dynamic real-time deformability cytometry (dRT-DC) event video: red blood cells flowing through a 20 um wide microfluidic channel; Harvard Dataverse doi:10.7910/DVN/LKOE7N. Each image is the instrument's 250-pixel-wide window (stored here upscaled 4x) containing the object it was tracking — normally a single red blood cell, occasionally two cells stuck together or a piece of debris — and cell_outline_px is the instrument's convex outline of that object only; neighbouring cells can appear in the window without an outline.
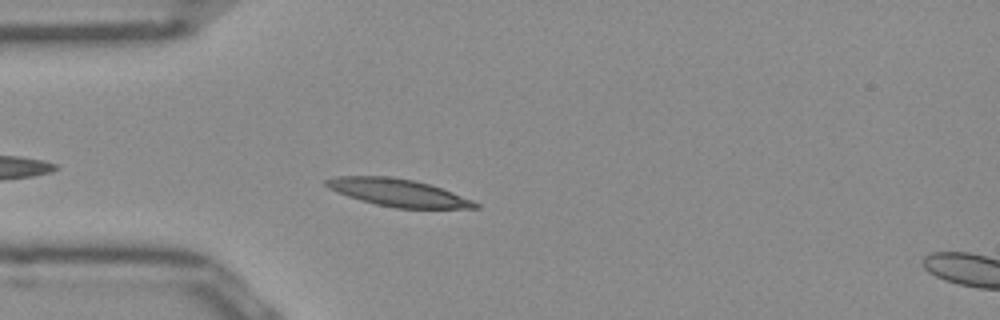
{"species": "Egyptian fruit bat (a non-hibernating species)", "species_latin": "Rousettus aegyptiacus", "temperature_condition": "room temperature", "stored_images_in_passage": 41, "camera_frame_rate_fps": 3000, "um_per_image_px": 0.085, "frame": {"image": 1, "passage_image": 4, "time_ms": 1.0, "image_size_px": [1000, 320], "cell_outline_px": [[480, 208], [396, 208], [376, 204], [360, 200], [336, 192], [328, 188], [324, 184], [324, 180], [336, 176], [392, 176], [432, 184], [472, 200], [480, 204]], "centroid_in_image_um": [33.82, 16.36], "position_along_channel_um": 51.2, "area_um2": 23.87}}
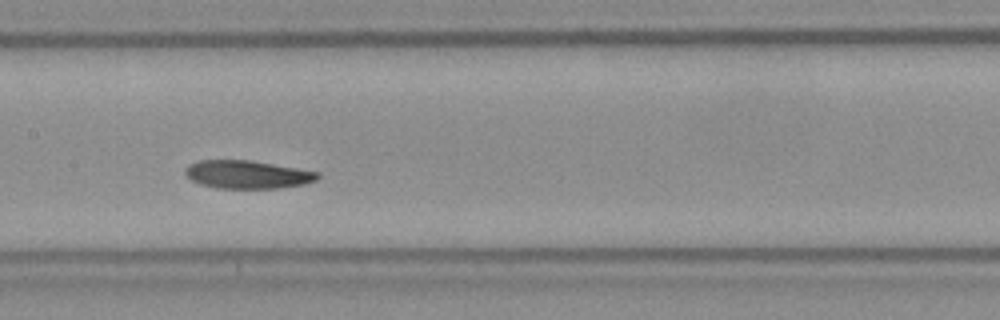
{"frame": {"image": 2, "passage_image": 15, "time_ms": 4.667, "image_size_px": [1000, 320], "cell_outline_px": [[320, 176], [316, 180], [304, 184], [280, 188], [216, 188], [200, 184], [192, 180], [184, 172], [184, 168], [188, 164], [200, 160], [252, 160], [320, 172]], "centroid_in_image_um": [21.02, 14.82], "position_along_channel_um": 186.4, "area_um2": 21.79}}
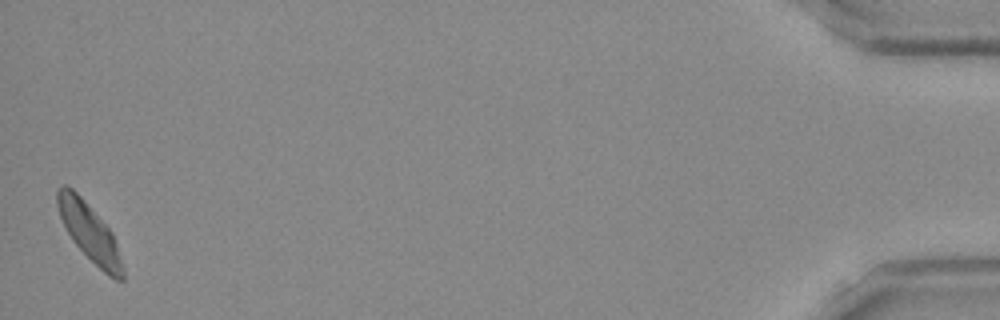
{"frame": {"image": 3, "passage_image": 41, "time_ms": 13.333, "image_size_px": [1000, 320], "cell_outline_px": [[124, 280], [116, 280], [108, 276], [72, 240], [60, 216], [56, 204], [56, 188], [64, 184], [72, 188], [84, 200], [112, 232], [124, 268]], "centroid_in_image_um": [7.59, 19.72], "position_along_channel_um": 427.6, "area_um2": 21.5}, "authors_computed_cell_mechanics": {"area_um2": 22.253, "velocity_mm_per_s": 3.8981, "shape_relaxation_time_tau1_ms": null, "shape_relaxation_time_tau2_ms": 3.962, "deformation_change_tau1": null, "deformation_change_tau2": 0.0984}}